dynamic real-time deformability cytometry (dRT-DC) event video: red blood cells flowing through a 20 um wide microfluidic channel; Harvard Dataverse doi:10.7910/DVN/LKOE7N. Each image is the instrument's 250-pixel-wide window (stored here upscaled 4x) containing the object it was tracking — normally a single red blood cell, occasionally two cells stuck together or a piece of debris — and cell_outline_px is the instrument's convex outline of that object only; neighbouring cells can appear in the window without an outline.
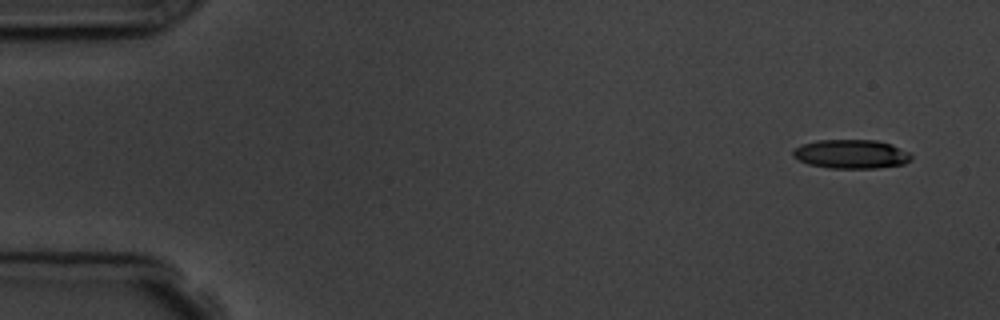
{"species": "common noctule bat (a hibernating species)", "species_latin": "Nyctalus noctula", "temperature_condition": "room temperature", "stored_images_in_passage": 5, "segment_of_instrument_passage": [2, 2], "camera_frame_rate_fps": 3000, "um_per_image_px": 0.085, "animal": {"sex": "male", "body_mass_g": 19.5, "forearm_length_mm": 54.6}, "frame": {"image": 1, "passage_image": 5, "time_ms": 6.333, "image_size_px": [1000, 320], "cell_outline_px": [[912, 160], [904, 164], [876, 168], [828, 168], [808, 164], [792, 156], [792, 152], [800, 144], [816, 140], [876, 140], [892, 144], [912, 152]], "centroid_in_image_um": [72.39, 13.09], "position_along_channel_um": 12.6, "area_um2": 20.23}}